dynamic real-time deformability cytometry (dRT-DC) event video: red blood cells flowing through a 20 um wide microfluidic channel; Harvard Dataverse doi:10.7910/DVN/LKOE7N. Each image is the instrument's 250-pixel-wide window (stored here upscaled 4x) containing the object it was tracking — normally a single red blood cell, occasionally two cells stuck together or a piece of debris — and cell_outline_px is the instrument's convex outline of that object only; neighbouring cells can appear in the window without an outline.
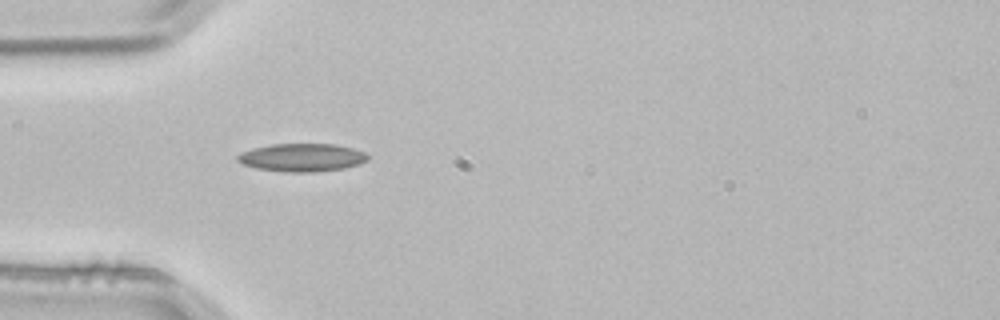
{"species": "common noctule bat (a hibernating species)", "species_latin": "Nyctalus noctula", "temperature_condition": "room temperature", "stored_images_in_passage": 2, "camera_frame_rate_fps": 3000, "um_per_image_px": 0.085, "animal": {"sex": "male", "body_mass_g": 21.5, "forearm_length_mm": 52.0}, "frame": {"image": 1, "passage_image": 2, "time_ms": 0.333, "image_size_px": [1000, 320], "cell_outline_px": [[368, 160], [360, 164], [344, 168], [316, 172], [284, 172], [256, 168], [244, 164], [236, 160], [236, 156], [240, 152], [252, 148], [272, 144], [336, 144], [352, 148], [364, 152], [368, 156]], "centroid_in_image_um": [25.65, 13.39], "position_along_channel_um": 59.3, "area_um2": 21.39}}